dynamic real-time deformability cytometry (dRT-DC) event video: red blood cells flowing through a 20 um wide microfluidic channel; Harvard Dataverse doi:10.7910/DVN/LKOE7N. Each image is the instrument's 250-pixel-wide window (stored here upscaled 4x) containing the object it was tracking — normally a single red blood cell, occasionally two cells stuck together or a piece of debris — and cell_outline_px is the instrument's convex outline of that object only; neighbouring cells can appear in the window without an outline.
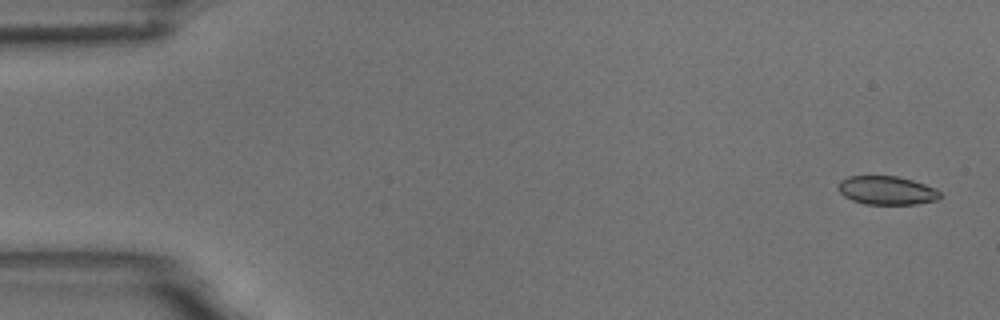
{"species": "common noctule bat (a hibernating species)", "species_latin": "Nyctalus noctula", "temperature_condition": "room temperature", "stored_images_in_passage": 5, "camera_frame_rate_fps": 3000, "um_per_image_px": 0.085, "animal": {"sex": "male", "body_mass_g": 18.8}, "frame": {"image": 1, "passage_image": 1, "time_ms": 0.0, "image_size_px": [1000, 320], "cell_outline_px": [[940, 196], [936, 200], [916, 204], [864, 204], [852, 200], [844, 196], [840, 192], [840, 180], [848, 176], [896, 176], [912, 180], [936, 188], [940, 192]], "centroid_in_image_um": [75.38, 16.18], "position_along_channel_um": 9.6, "area_um2": 16.82}}
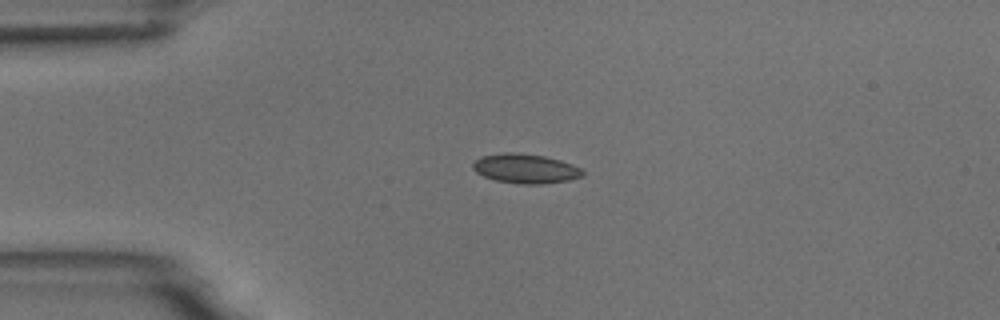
{"frame": {"image": 2, "passage_image": 4, "time_ms": 3.667, "image_size_px": [1000, 320], "cell_outline_px": [[584, 176], [568, 180], [540, 184], [520, 184], [496, 180], [484, 176], [476, 172], [472, 168], [472, 164], [480, 156], [508, 152], [512, 152], [544, 156], [560, 160], [572, 164], [580, 168], [584, 172]], "centroid_in_image_um": [44.66, 14.33], "position_along_channel_um": 40.3, "area_um2": 18.73}}